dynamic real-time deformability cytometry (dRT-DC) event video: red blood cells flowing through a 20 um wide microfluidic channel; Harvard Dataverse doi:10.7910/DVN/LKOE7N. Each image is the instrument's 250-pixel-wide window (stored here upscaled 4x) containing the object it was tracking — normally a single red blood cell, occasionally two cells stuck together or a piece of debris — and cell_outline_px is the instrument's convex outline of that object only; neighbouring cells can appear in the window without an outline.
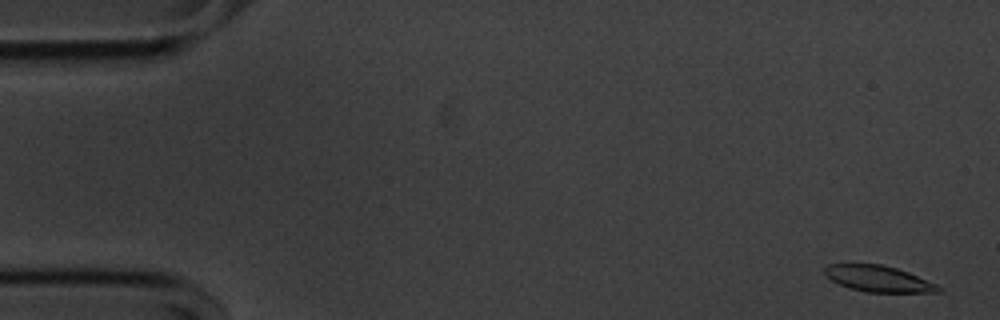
{"species": "common noctule bat (a hibernating species)", "species_latin": "Nyctalus noctula", "temperature_condition": "cold", "stored_images_in_passage": 56, "camera_frame_rate_fps": 3000, "um_per_image_px": 0.085, "animal": {"sex": "male", "body_mass_g": 20.1, "forearm_length_mm": 53.5}, "frame": {"image": 1, "passage_image": 2, "time_ms": 0.333, "image_size_px": [1000, 320], "cell_outline_px": [[944, 288], [940, 292], [868, 292], [848, 288], [824, 276], [824, 268], [828, 264], [880, 264], [896, 268], [908, 272], [936, 284]], "centroid_in_image_um": [74.65, 23.69], "position_along_channel_um": 10.4, "area_um2": 17.28}}
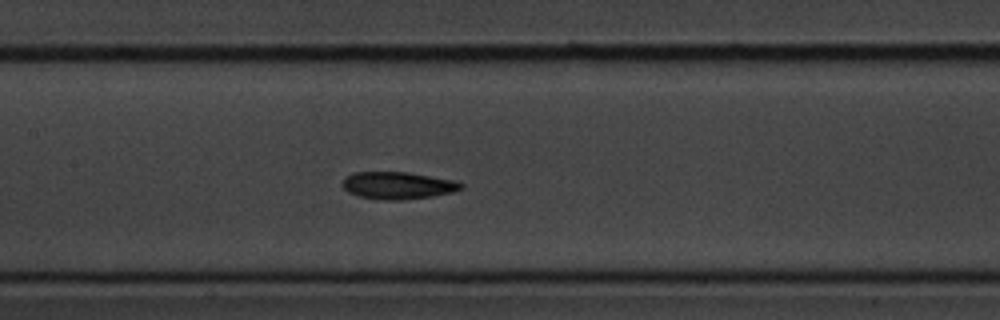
{"frame": {"image": 2, "passage_image": 26, "time_ms": 8.333, "image_size_px": [1000, 320], "cell_outline_px": [[464, 188], [452, 192], [432, 196], [404, 200], [384, 200], [360, 196], [348, 192], [340, 184], [344, 176], [352, 172], [408, 172], [456, 180], [464, 184]], "centroid_in_image_um": [33.81, 15.75], "position_along_channel_um": 173.6, "area_um2": 19.07}}
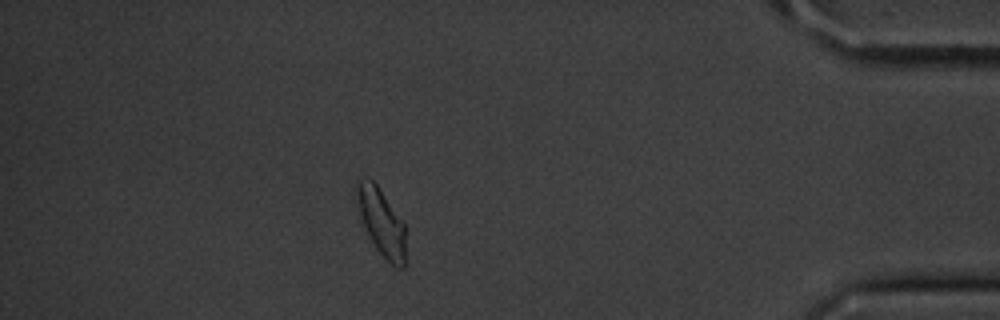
{"frame": {"image": 3, "passage_image": 49, "time_ms": 16.0, "image_size_px": [1000, 320], "cell_outline_px": [[404, 268], [396, 268], [376, 248], [368, 236], [364, 228], [356, 196], [356, 184], [360, 180], [372, 180], [376, 184], [404, 224]], "centroid_in_image_um": [32.41, 18.9], "position_along_channel_um": 402.8, "area_um2": 18.32}, "authors_computed_cell_mechanics": {"area_um2": 18.6983, "velocity_mm_per_s": 3.5673, "shape_relaxation_time_tau1_ms": 6.0483, "shape_relaxation_time_tau2_ms": 3.4624, "deformation_change_tau1": 0.1488, "deformation_change_tau2": 0.0843}}